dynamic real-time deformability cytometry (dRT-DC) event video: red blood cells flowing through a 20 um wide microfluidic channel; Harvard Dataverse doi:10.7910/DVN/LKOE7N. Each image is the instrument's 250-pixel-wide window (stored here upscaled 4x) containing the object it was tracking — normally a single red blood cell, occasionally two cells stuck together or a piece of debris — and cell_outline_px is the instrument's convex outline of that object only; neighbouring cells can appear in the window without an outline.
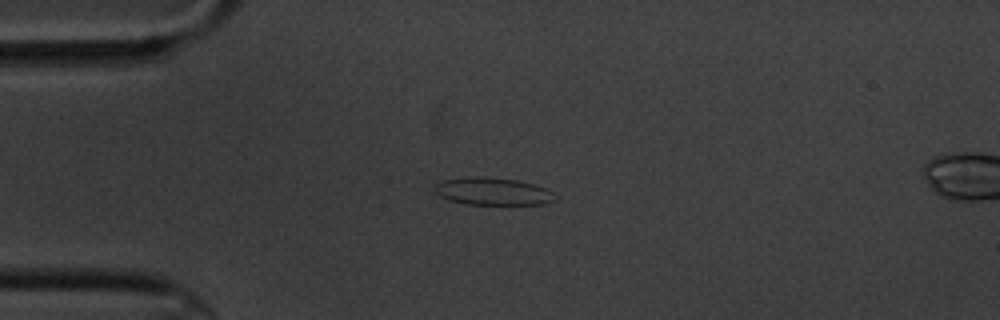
{"species": "common noctule bat (a hibernating species)", "species_latin": "Nyctalus noctula", "temperature_condition": "cold", "stored_images_in_passage": 12, "camera_frame_rate_fps": 3000, "um_per_image_px": 0.085, "animal": {"sex": "male", "body_mass_g": 20.1, "forearm_length_mm": 53.5}, "frame": {"image": 1, "passage_image": 1, "time_ms": 0.0, "image_size_px": [1000, 320], "cell_outline_px": [[556, 200], [544, 204], [464, 204], [448, 200], [432, 192], [432, 188], [436, 184], [444, 180], [472, 176], [476, 176], [516, 180], [548, 188], [556, 196]], "centroid_in_image_um": [41.85, 16.27], "position_along_channel_um": 43.1, "area_um2": 19.36}}
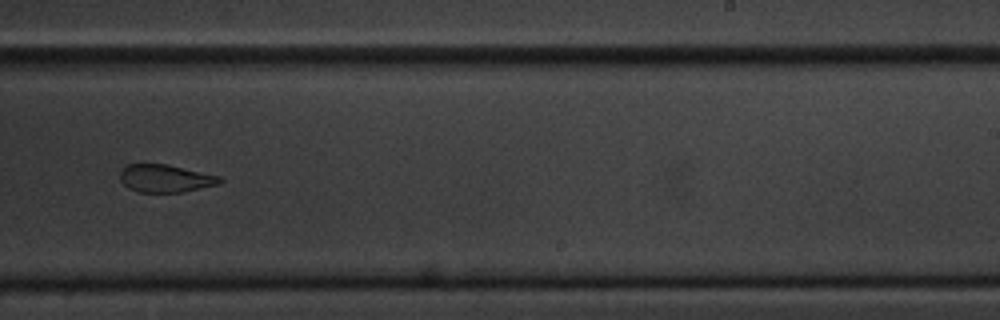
{"frame": {"image": 2, "passage_image": 7, "time_ms": 7.333, "image_size_px": [1000, 320], "cell_outline_px": [[224, 180], [220, 184], [180, 192], [140, 192], [128, 188], [120, 180], [120, 168], [128, 164], [168, 164], [220, 176]], "centroid_in_image_um": [14.05, 15.15], "position_along_channel_um": 275.0, "area_um2": 16.18}}
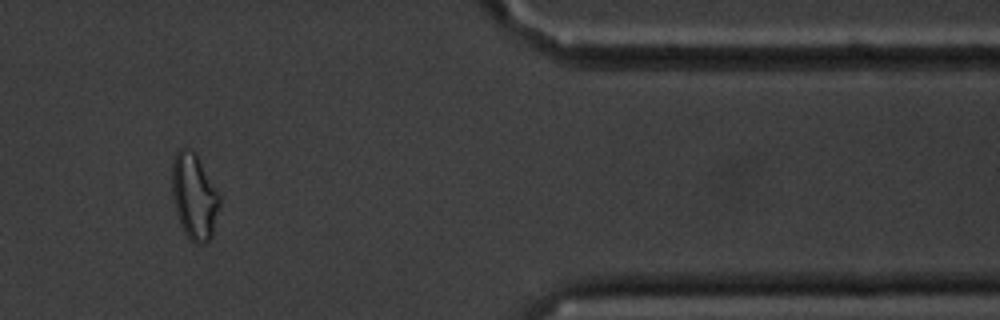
{"frame": {"image": 3, "passage_image": 10, "time_ms": 11.667, "image_size_px": [1000, 320], "cell_outline_px": [[220, 204], [212, 236], [204, 244], [196, 244], [184, 232], [176, 212], [172, 196], [172, 160], [176, 152], [180, 148], [192, 148], [196, 152], [220, 196]], "centroid_in_image_um": [16.5, 16.66], "position_along_channel_um": 394.9, "area_um2": 23.87}, "authors_computed_cell_mechanics": {"area_um2": 18.1492, "velocity_mm_per_s": 3.4324, "shape_relaxation_time_tau1_ms": 3.0242, "shape_relaxation_time_tau2_ms": 2.0352, "deformation_change_tau1": 0.1065, "deformation_change_tau2": 0.0629}}